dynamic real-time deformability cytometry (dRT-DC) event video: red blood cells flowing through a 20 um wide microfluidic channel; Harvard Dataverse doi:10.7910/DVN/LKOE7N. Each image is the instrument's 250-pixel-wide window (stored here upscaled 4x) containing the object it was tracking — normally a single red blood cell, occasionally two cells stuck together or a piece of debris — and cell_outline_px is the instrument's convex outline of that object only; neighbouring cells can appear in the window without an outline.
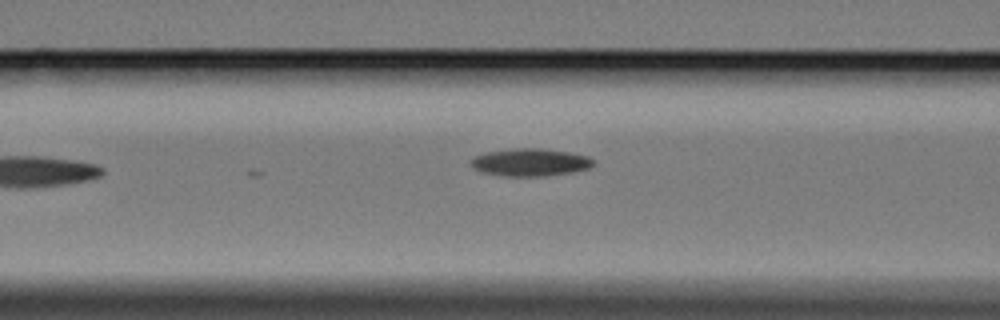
{"species": "Egyptian fruit bat (a non-hibernating species)", "species_latin": "Rousettus aegyptiacus", "temperature_condition": "cold", "stored_images_in_passage": 7, "camera_frame_rate_fps": 3000, "um_per_image_px": 0.085, "animal": {"sex": "female"}, "frame": {"image": 1, "passage_image": 3, "time_ms": 2.667, "image_size_px": [1000, 320], "cell_outline_px": [[592, 164], [588, 168], [572, 172], [544, 176], [504, 176], [480, 172], [472, 168], [468, 164], [468, 160], [472, 156], [488, 152], [516, 148], [540, 148], [568, 152], [588, 156], [592, 160]], "centroid_in_image_um": [44.96, 13.8], "position_along_channel_um": 121.6, "area_um2": 19.77}}
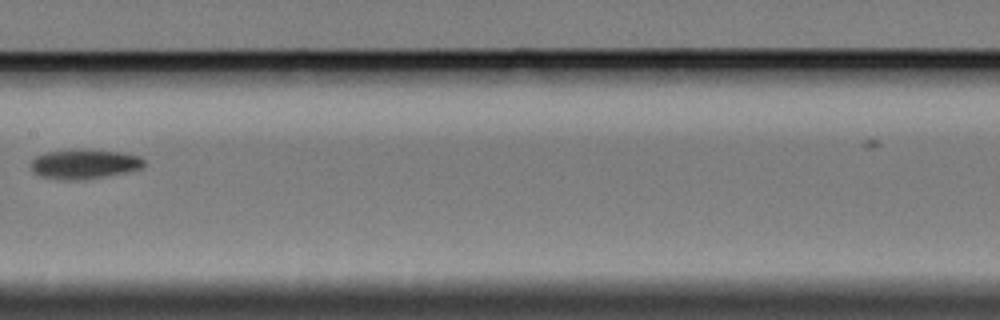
{"frame": {"image": 2, "passage_image": 5, "time_ms": 5.0, "image_size_px": [1000, 320], "cell_outline_px": [[144, 164], [140, 168], [128, 172], [104, 176], [76, 180], [64, 180], [40, 176], [32, 172], [32, 160], [36, 156], [44, 152], [76, 148], [80, 148], [124, 152], [140, 156], [144, 160]], "centroid_in_image_um": [7.15, 13.91], "position_along_channel_um": 200.2, "area_um2": 19.77}}
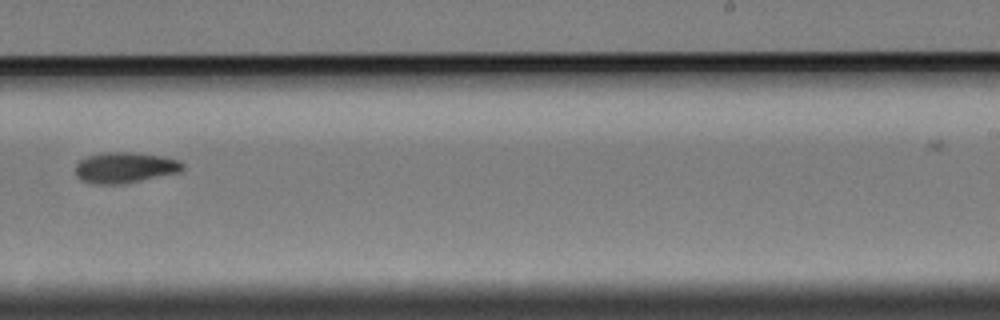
{"frame": {"image": 3, "passage_image": 7, "time_ms": 7.333, "image_size_px": [1000, 320], "cell_outline_px": [[184, 168], [180, 172], [124, 184], [92, 184], [80, 180], [76, 176], [76, 164], [80, 160], [88, 156], [100, 152], [136, 152], [164, 156], [180, 160], [184, 164]], "centroid_in_image_um": [10.63, 14.24], "position_along_channel_um": 278.4, "area_um2": 19.59}}